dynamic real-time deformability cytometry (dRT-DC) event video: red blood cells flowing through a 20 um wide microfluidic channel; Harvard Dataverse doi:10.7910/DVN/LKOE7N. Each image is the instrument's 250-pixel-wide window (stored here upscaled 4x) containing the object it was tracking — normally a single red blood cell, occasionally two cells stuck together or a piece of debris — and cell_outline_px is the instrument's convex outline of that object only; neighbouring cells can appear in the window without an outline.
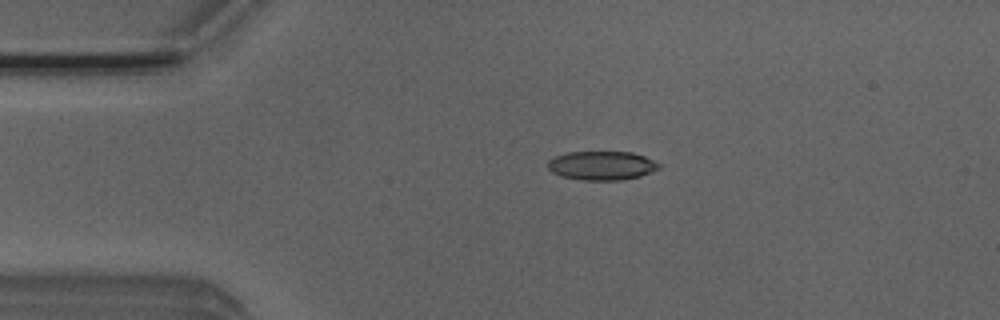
{"species": "Egyptian fruit bat (a non-hibernating species)", "species_latin": "Rousettus aegyptiacus", "temperature_condition": "room temperature", "stored_images_in_passage": 3, "camera_frame_rate_fps": 3000, "um_per_image_px": 0.085, "animal": {"sex": "male"}, "frame": {"image": 1, "passage_image": 2, "time_ms": 0.333, "image_size_px": [1000, 320], "cell_outline_px": [[664, 164], [660, 168], [640, 176], [620, 180], [584, 180], [560, 176], [552, 172], [548, 168], [548, 160], [556, 156], [568, 152], [632, 152], [644, 156]], "centroid_in_image_um": [51.18, 14.07], "position_along_channel_um": 33.8, "area_um2": 18.79}}